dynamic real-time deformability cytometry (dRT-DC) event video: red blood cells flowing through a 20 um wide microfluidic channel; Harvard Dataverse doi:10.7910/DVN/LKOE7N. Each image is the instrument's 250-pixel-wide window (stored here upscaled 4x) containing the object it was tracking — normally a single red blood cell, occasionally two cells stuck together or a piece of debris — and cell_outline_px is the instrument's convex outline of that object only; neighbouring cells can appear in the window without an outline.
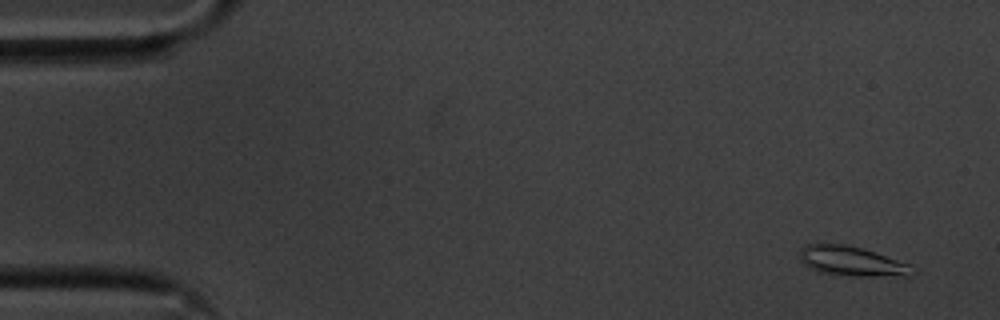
{"species": "common noctule bat (a hibernating species)", "species_latin": "Nyctalus noctula", "temperature_condition": "cold", "stored_images_in_passage": 13, "camera_frame_rate_fps": 3000, "um_per_image_px": 0.085, "animal": {"sex": "male", "body_mass_g": 20.1, "forearm_length_mm": 53.5}, "frame": {"image": 1, "passage_image": 3, "time_ms": 0.667, "image_size_px": [1000, 320], "cell_outline_px": [[916, 272], [908, 276], [852, 276], [816, 272], [808, 268], [800, 260], [800, 248], [808, 244], [844, 244], [860, 248], [912, 264]], "centroid_in_image_um": [72.41, 22.22], "position_along_channel_um": 12.6, "area_um2": 19.59}}